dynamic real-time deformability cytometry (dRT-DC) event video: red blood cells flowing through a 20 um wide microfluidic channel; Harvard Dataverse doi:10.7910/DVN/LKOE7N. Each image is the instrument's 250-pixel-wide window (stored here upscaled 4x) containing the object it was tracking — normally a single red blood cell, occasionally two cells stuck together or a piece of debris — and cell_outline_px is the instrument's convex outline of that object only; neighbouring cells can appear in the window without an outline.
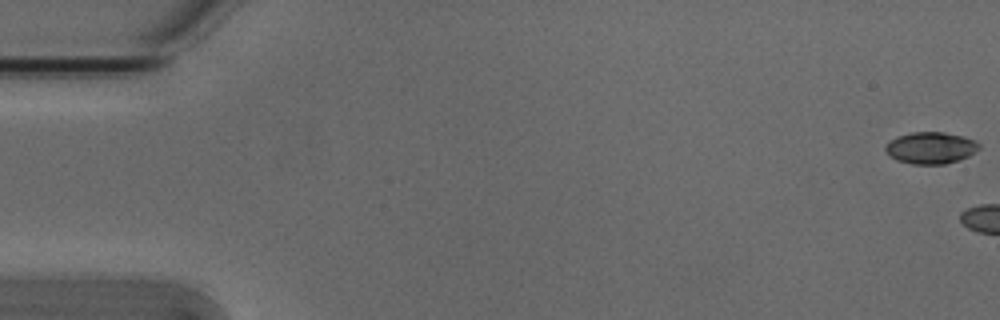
{"species": "Egyptian fruit bat (a non-hibernating species)", "species_latin": "Rousettus aegyptiacus", "temperature_condition": "cold", "stored_images_in_passage": 5, "camera_frame_rate_fps": 3000, "um_per_image_px": 0.085, "animal": {"sex": "male"}, "frame": {"image": 1, "passage_image": 1, "time_ms": 0.0, "image_size_px": [1000, 320], "cell_outline_px": [[980, 148], [968, 156], [944, 164], [912, 164], [896, 160], [884, 148], [896, 136], [912, 132], [944, 132], [964, 136], [976, 140], [980, 144]], "centroid_in_image_um": [79.14, 12.55], "position_along_channel_um": 5.9, "area_um2": 17.17}}